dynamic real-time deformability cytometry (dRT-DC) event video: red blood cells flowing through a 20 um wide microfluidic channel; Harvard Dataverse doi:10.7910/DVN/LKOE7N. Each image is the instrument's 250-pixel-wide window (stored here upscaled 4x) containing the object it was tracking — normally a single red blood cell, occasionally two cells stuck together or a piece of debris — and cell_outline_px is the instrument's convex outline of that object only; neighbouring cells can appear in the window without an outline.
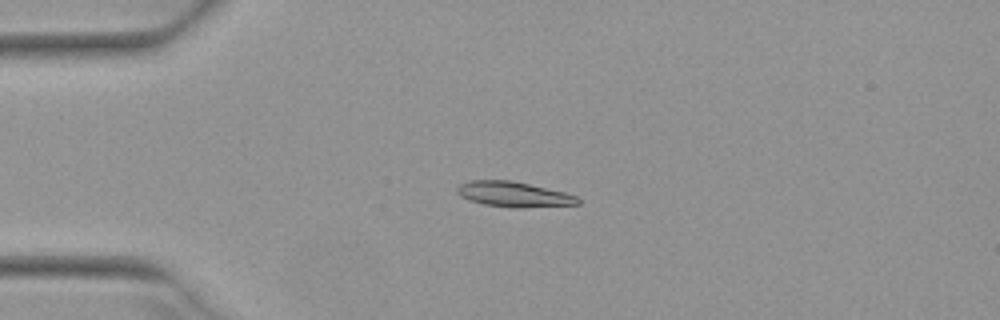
{"species": "Egyptian fruit bat (a non-hibernating species)", "species_latin": "Rousettus aegyptiacus", "temperature_condition": "warm", "stored_images_in_passage": 40, "camera_frame_rate_fps": 3000, "um_per_image_px": 0.085, "animal": {"sex": "female"}, "frame": {"image": 1, "passage_image": 1, "time_ms": 0.0, "image_size_px": [1000, 320], "cell_outline_px": [[580, 204], [524, 208], [512, 208], [484, 204], [460, 196], [456, 192], [456, 188], [460, 184], [472, 180], [512, 180], [564, 192], [576, 196], [580, 200]], "centroid_in_image_um": [43.68, 16.52], "position_along_channel_um": 41.3, "area_um2": 17.74}}
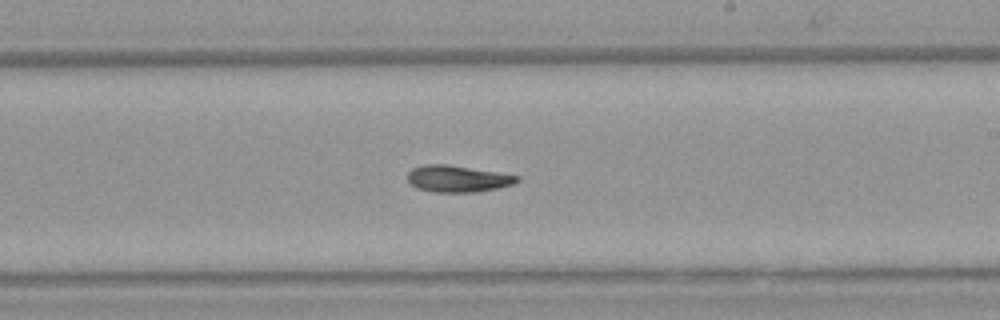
{"frame": {"image": 2, "passage_image": 19, "time_ms": 6.0, "image_size_px": [1000, 320], "cell_outline_px": [[520, 180], [512, 184], [496, 188], [476, 192], [436, 192], [416, 188], [408, 180], [408, 172], [412, 168], [424, 164], [448, 164], [520, 176]], "centroid_in_image_um": [38.88, 15.18], "position_along_channel_um": 250.1, "area_um2": 16.88}}
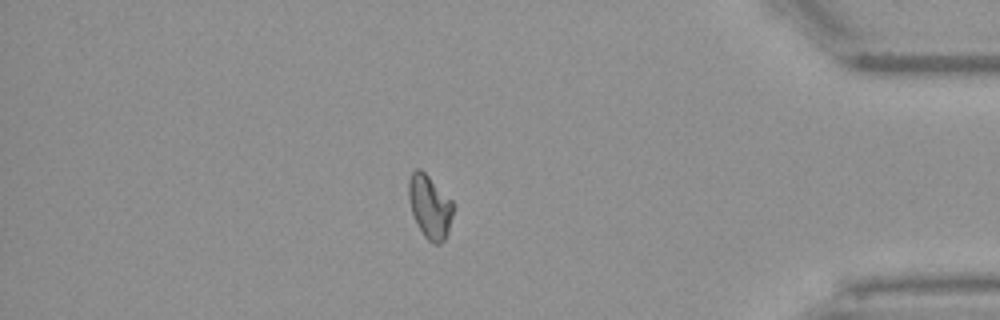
{"frame": {"image": 3, "passage_image": 33, "time_ms": 10.667, "image_size_px": [1000, 320], "cell_outline_px": [[456, 208], [448, 232], [444, 240], [440, 244], [432, 244], [424, 236], [412, 212], [408, 200], [408, 180], [412, 172], [416, 168], [420, 168], [456, 204]], "centroid_in_image_um": [36.56, 17.57], "position_along_channel_um": 398.6, "area_um2": 16.65}}